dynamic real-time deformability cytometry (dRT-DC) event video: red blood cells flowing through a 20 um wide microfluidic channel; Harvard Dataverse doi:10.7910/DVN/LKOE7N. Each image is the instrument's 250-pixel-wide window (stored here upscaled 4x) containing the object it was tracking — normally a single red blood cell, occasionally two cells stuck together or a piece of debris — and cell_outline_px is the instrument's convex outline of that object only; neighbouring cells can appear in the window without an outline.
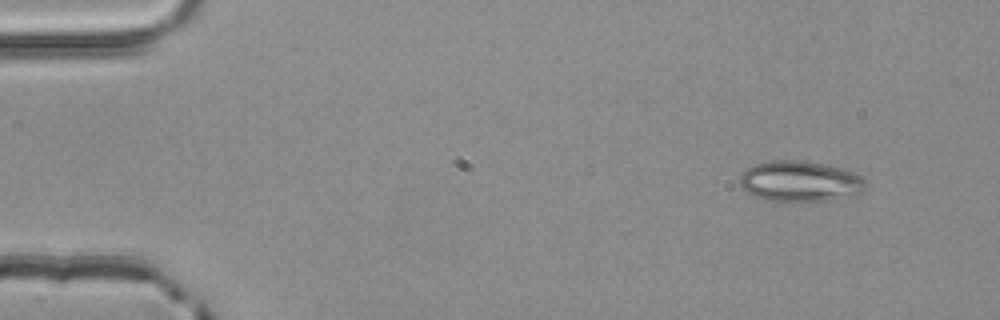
{"species": "common noctule bat (a hibernating species)", "species_latin": "Nyctalus noctula", "temperature_condition": "room temperature", "stored_images_in_passage": 3, "camera_frame_rate_fps": 3000, "um_per_image_px": 0.085, "animal": {"sex": "male", "body_mass_g": 20.4}, "frame": {"image": 1, "passage_image": 1, "time_ms": 0.0, "image_size_px": [1000, 320], "cell_outline_px": [[868, 184], [860, 192], [852, 196], [832, 200], [772, 200], [756, 196], [748, 192], [740, 184], [740, 176], [748, 168], [764, 160], [800, 160], [824, 164], [840, 168], [852, 172], [860, 176]], "centroid_in_image_um": [68.02, 15.39], "position_along_channel_um": 17.0, "area_um2": 29.36}}